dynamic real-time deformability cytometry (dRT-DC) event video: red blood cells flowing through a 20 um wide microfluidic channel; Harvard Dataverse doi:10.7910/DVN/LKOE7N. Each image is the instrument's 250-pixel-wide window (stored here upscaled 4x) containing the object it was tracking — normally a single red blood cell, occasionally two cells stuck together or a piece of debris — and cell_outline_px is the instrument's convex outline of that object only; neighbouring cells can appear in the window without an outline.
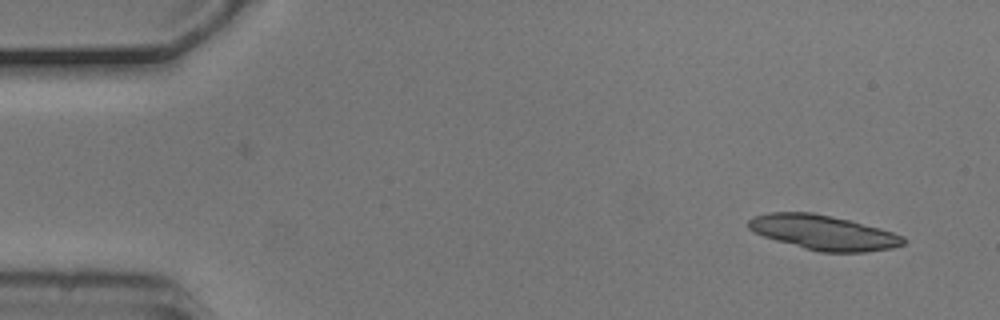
{"species": "common noctule bat (a hibernating species)", "species_latin": "Nyctalus noctula", "temperature_condition": "cold", "stored_images_in_passage": 4, "camera_frame_rate_fps": 3000, "um_per_image_px": 0.085, "animal": {"sex": "male", "body_mass_g": 20.5, "forearm_length_mm": 52.5}, "frame": {"image": 1, "passage_image": 1, "time_ms": 0.0, "image_size_px": [1000, 320], "cell_outline_px": [[908, 240], [904, 244], [892, 248], [864, 252], [820, 252], [804, 248], [776, 240], [764, 236], [748, 228], [748, 220], [752, 216], [768, 212], [812, 212], [852, 220], [880, 228], [904, 236]], "centroid_in_image_um": [70.01, 19.75], "position_along_channel_um": 15.0, "area_um2": 31.44}}